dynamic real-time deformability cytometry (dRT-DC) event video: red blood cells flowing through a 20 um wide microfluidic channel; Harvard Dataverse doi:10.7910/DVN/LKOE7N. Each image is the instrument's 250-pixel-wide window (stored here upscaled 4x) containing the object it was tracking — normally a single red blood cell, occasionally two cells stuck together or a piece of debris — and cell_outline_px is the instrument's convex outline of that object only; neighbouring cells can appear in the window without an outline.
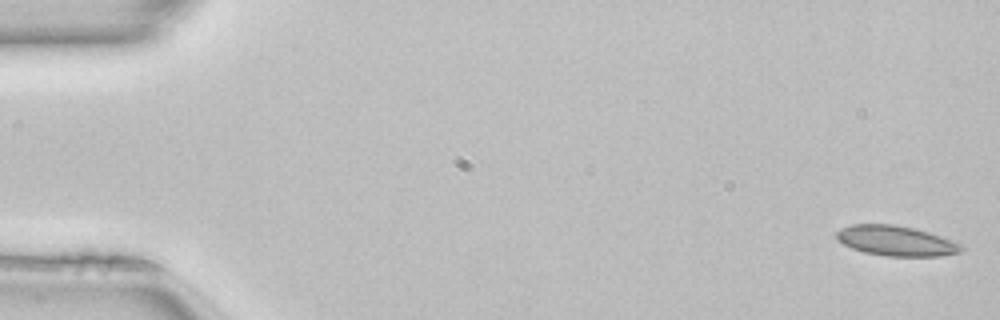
{"species": "common noctule bat (a hibernating species)", "species_latin": "Nyctalus noctula", "temperature_condition": "room temperature", "stored_images_in_passage": 50, "camera_frame_rate_fps": 3000, "um_per_image_px": 0.085, "animal": {"sex": "female", "body_mass_g": 22.7, "forearm_length_mm": 54.2}, "frame": {"image": 1, "passage_image": 1, "time_ms": 0.0, "image_size_px": [1000, 320], "cell_outline_px": [[964, 248], [960, 252], [940, 256], [884, 256], [864, 252], [852, 248], [836, 240], [836, 232], [840, 228], [852, 224], [892, 224], [912, 228], [928, 232], [964, 244]], "centroid_in_image_um": [76.16, 20.47], "position_along_channel_um": 8.8, "area_um2": 21.96}}
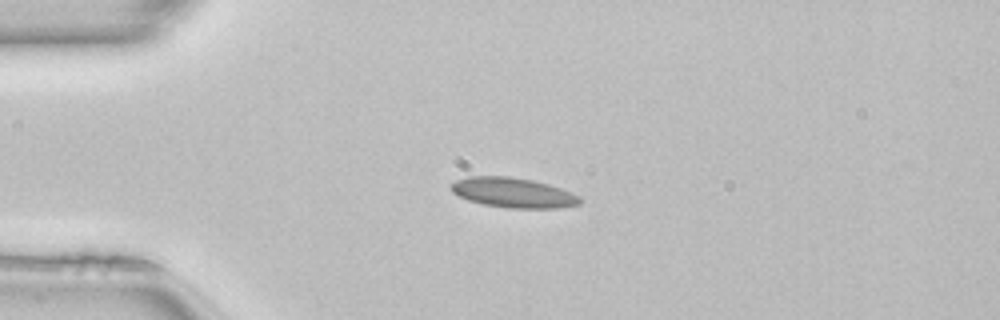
{"frame": {"image": 2, "passage_image": 12, "time_ms": 3.667, "image_size_px": [1000, 320], "cell_outline_px": [[584, 200], [580, 204], [560, 208], [508, 208], [484, 204], [468, 200], [452, 192], [448, 188], [448, 184], [456, 180], [468, 176], [508, 176], [532, 180], [548, 184], [560, 188], [580, 196]], "centroid_in_image_um": [43.6, 16.37], "position_along_channel_um": 41.4, "area_um2": 22.66}}
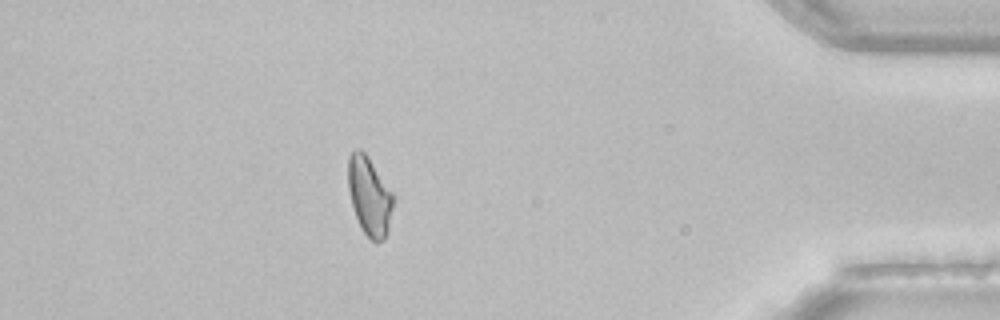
{"frame": {"image": 3, "passage_image": 44, "time_ms": 14.333, "image_size_px": [1000, 320], "cell_outline_px": [[392, 208], [388, 232], [384, 240], [376, 244], [364, 232], [356, 216], [352, 204], [348, 188], [348, 156], [356, 148], [360, 148], [368, 156], [392, 192]], "centroid_in_image_um": [31.39, 16.66], "position_along_channel_um": 403.8, "area_um2": 20.46}, "authors_computed_cell_mechanics": {"area_um2": 21.4438, "velocity_mm_per_s": 4.0859, "shape_relaxation_time_tau1_ms": 9.1195, "shape_relaxation_time_tau2_ms": 1.3215, "deformation_change_tau1": 0.1458, "deformation_change_tau2": 0.0572}}